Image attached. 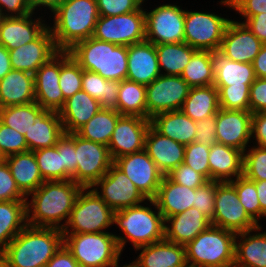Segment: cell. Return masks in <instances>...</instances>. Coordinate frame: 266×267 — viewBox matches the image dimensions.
Instances as JSON below:
<instances>
[{
    "instance_id": "6da1fadb",
    "label": "cell",
    "mask_w": 266,
    "mask_h": 267,
    "mask_svg": "<svg viewBox=\"0 0 266 267\" xmlns=\"http://www.w3.org/2000/svg\"><path fill=\"white\" fill-rule=\"evenodd\" d=\"M82 189L83 187L73 180L45 181L31 193V203L28 201L26 203L27 224L62 230L69 220L76 199ZM30 210L32 216H30ZM64 218L67 219L65 224L60 225Z\"/></svg>"
},
{
    "instance_id": "7a4b0ae2",
    "label": "cell",
    "mask_w": 266,
    "mask_h": 267,
    "mask_svg": "<svg viewBox=\"0 0 266 267\" xmlns=\"http://www.w3.org/2000/svg\"><path fill=\"white\" fill-rule=\"evenodd\" d=\"M63 245L58 228L26 225L2 251L6 267L46 265Z\"/></svg>"
},
{
    "instance_id": "3957f363",
    "label": "cell",
    "mask_w": 266,
    "mask_h": 267,
    "mask_svg": "<svg viewBox=\"0 0 266 267\" xmlns=\"http://www.w3.org/2000/svg\"><path fill=\"white\" fill-rule=\"evenodd\" d=\"M51 32L59 51L93 36L99 18L96 0H65L54 12Z\"/></svg>"
},
{
    "instance_id": "277c9868",
    "label": "cell",
    "mask_w": 266,
    "mask_h": 267,
    "mask_svg": "<svg viewBox=\"0 0 266 267\" xmlns=\"http://www.w3.org/2000/svg\"><path fill=\"white\" fill-rule=\"evenodd\" d=\"M83 70L98 73L106 80L122 81L127 77V46L90 37L68 50Z\"/></svg>"
},
{
    "instance_id": "5b68a950",
    "label": "cell",
    "mask_w": 266,
    "mask_h": 267,
    "mask_svg": "<svg viewBox=\"0 0 266 267\" xmlns=\"http://www.w3.org/2000/svg\"><path fill=\"white\" fill-rule=\"evenodd\" d=\"M127 240L109 232L63 234V244L80 267H111Z\"/></svg>"
},
{
    "instance_id": "8992f818",
    "label": "cell",
    "mask_w": 266,
    "mask_h": 267,
    "mask_svg": "<svg viewBox=\"0 0 266 267\" xmlns=\"http://www.w3.org/2000/svg\"><path fill=\"white\" fill-rule=\"evenodd\" d=\"M236 233L210 225L186 246L188 267H233Z\"/></svg>"
},
{
    "instance_id": "52a82bcc",
    "label": "cell",
    "mask_w": 266,
    "mask_h": 267,
    "mask_svg": "<svg viewBox=\"0 0 266 267\" xmlns=\"http://www.w3.org/2000/svg\"><path fill=\"white\" fill-rule=\"evenodd\" d=\"M136 205L114 212L113 223L117 224L134 245L135 249L164 240L165 220L157 208Z\"/></svg>"
},
{
    "instance_id": "ba28073f",
    "label": "cell",
    "mask_w": 266,
    "mask_h": 267,
    "mask_svg": "<svg viewBox=\"0 0 266 267\" xmlns=\"http://www.w3.org/2000/svg\"><path fill=\"white\" fill-rule=\"evenodd\" d=\"M86 190L83 188L79 193L69 220L62 229L63 234L100 233L114 224V211L93 189L85 193Z\"/></svg>"
},
{
    "instance_id": "9c48e42d",
    "label": "cell",
    "mask_w": 266,
    "mask_h": 267,
    "mask_svg": "<svg viewBox=\"0 0 266 267\" xmlns=\"http://www.w3.org/2000/svg\"><path fill=\"white\" fill-rule=\"evenodd\" d=\"M92 37L127 47L143 42L146 39L145 11L140 8L120 15H99Z\"/></svg>"
},
{
    "instance_id": "30bf717a",
    "label": "cell",
    "mask_w": 266,
    "mask_h": 267,
    "mask_svg": "<svg viewBox=\"0 0 266 267\" xmlns=\"http://www.w3.org/2000/svg\"><path fill=\"white\" fill-rule=\"evenodd\" d=\"M77 169L72 180L83 188L91 189L113 165L108 146L80 137L75 133Z\"/></svg>"
},
{
    "instance_id": "8fae6325",
    "label": "cell",
    "mask_w": 266,
    "mask_h": 267,
    "mask_svg": "<svg viewBox=\"0 0 266 267\" xmlns=\"http://www.w3.org/2000/svg\"><path fill=\"white\" fill-rule=\"evenodd\" d=\"M215 211L211 225L221 227L234 233L254 230L257 224L239 202L235 187L229 182H216L214 201Z\"/></svg>"
},
{
    "instance_id": "7c38bea8",
    "label": "cell",
    "mask_w": 266,
    "mask_h": 267,
    "mask_svg": "<svg viewBox=\"0 0 266 267\" xmlns=\"http://www.w3.org/2000/svg\"><path fill=\"white\" fill-rule=\"evenodd\" d=\"M231 20L212 13L185 11L184 42L196 50H219Z\"/></svg>"
},
{
    "instance_id": "4fadbf2b",
    "label": "cell",
    "mask_w": 266,
    "mask_h": 267,
    "mask_svg": "<svg viewBox=\"0 0 266 267\" xmlns=\"http://www.w3.org/2000/svg\"><path fill=\"white\" fill-rule=\"evenodd\" d=\"M190 89L181 76L161 74L146 85L147 119L159 113L181 110Z\"/></svg>"
},
{
    "instance_id": "5bb4252c",
    "label": "cell",
    "mask_w": 266,
    "mask_h": 267,
    "mask_svg": "<svg viewBox=\"0 0 266 267\" xmlns=\"http://www.w3.org/2000/svg\"><path fill=\"white\" fill-rule=\"evenodd\" d=\"M185 10L164 4L145 11L146 41L154 45L184 42Z\"/></svg>"
},
{
    "instance_id": "9a60e30c",
    "label": "cell",
    "mask_w": 266,
    "mask_h": 267,
    "mask_svg": "<svg viewBox=\"0 0 266 267\" xmlns=\"http://www.w3.org/2000/svg\"><path fill=\"white\" fill-rule=\"evenodd\" d=\"M149 200L156 196L164 177L145 149L116 158L113 163Z\"/></svg>"
},
{
    "instance_id": "2e32d148",
    "label": "cell",
    "mask_w": 266,
    "mask_h": 267,
    "mask_svg": "<svg viewBox=\"0 0 266 267\" xmlns=\"http://www.w3.org/2000/svg\"><path fill=\"white\" fill-rule=\"evenodd\" d=\"M101 186V193L93 190L115 212L124 208L139 205L148 200L135 184L114 164L93 187ZM100 193V194H99Z\"/></svg>"
},
{
    "instance_id": "e0dca14e",
    "label": "cell",
    "mask_w": 266,
    "mask_h": 267,
    "mask_svg": "<svg viewBox=\"0 0 266 267\" xmlns=\"http://www.w3.org/2000/svg\"><path fill=\"white\" fill-rule=\"evenodd\" d=\"M150 125V119L121 115L108 144L113 161L145 149V139Z\"/></svg>"
},
{
    "instance_id": "ac0fdd59",
    "label": "cell",
    "mask_w": 266,
    "mask_h": 267,
    "mask_svg": "<svg viewBox=\"0 0 266 267\" xmlns=\"http://www.w3.org/2000/svg\"><path fill=\"white\" fill-rule=\"evenodd\" d=\"M58 52L51 29L48 26L35 40L9 50V55L13 70L34 75L43 64H46Z\"/></svg>"
},
{
    "instance_id": "d6986e66",
    "label": "cell",
    "mask_w": 266,
    "mask_h": 267,
    "mask_svg": "<svg viewBox=\"0 0 266 267\" xmlns=\"http://www.w3.org/2000/svg\"><path fill=\"white\" fill-rule=\"evenodd\" d=\"M252 113L225 110L216 113V139L219 144L234 147L243 153L251 140Z\"/></svg>"
},
{
    "instance_id": "ffe728a7",
    "label": "cell",
    "mask_w": 266,
    "mask_h": 267,
    "mask_svg": "<svg viewBox=\"0 0 266 267\" xmlns=\"http://www.w3.org/2000/svg\"><path fill=\"white\" fill-rule=\"evenodd\" d=\"M263 45L244 22L231 20L226 27L219 51L230 60L252 63Z\"/></svg>"
},
{
    "instance_id": "44dd1931",
    "label": "cell",
    "mask_w": 266,
    "mask_h": 267,
    "mask_svg": "<svg viewBox=\"0 0 266 267\" xmlns=\"http://www.w3.org/2000/svg\"><path fill=\"white\" fill-rule=\"evenodd\" d=\"M59 75L60 51L34 73L35 102L45 110L59 112L64 105Z\"/></svg>"
},
{
    "instance_id": "7402d4cb",
    "label": "cell",
    "mask_w": 266,
    "mask_h": 267,
    "mask_svg": "<svg viewBox=\"0 0 266 267\" xmlns=\"http://www.w3.org/2000/svg\"><path fill=\"white\" fill-rule=\"evenodd\" d=\"M127 80L149 85L162 73L159 68L155 45L148 41L135 43L127 47Z\"/></svg>"
},
{
    "instance_id": "603a6c76",
    "label": "cell",
    "mask_w": 266,
    "mask_h": 267,
    "mask_svg": "<svg viewBox=\"0 0 266 267\" xmlns=\"http://www.w3.org/2000/svg\"><path fill=\"white\" fill-rule=\"evenodd\" d=\"M185 147L160 134L150 125L145 139V150L164 176L183 163Z\"/></svg>"
},
{
    "instance_id": "cb8c5ba5",
    "label": "cell",
    "mask_w": 266,
    "mask_h": 267,
    "mask_svg": "<svg viewBox=\"0 0 266 267\" xmlns=\"http://www.w3.org/2000/svg\"><path fill=\"white\" fill-rule=\"evenodd\" d=\"M167 222L171 225H166ZM210 225V220L202 212L195 207H190L183 213L165 219L164 239L186 246Z\"/></svg>"
},
{
    "instance_id": "d4e9b609",
    "label": "cell",
    "mask_w": 266,
    "mask_h": 267,
    "mask_svg": "<svg viewBox=\"0 0 266 267\" xmlns=\"http://www.w3.org/2000/svg\"><path fill=\"white\" fill-rule=\"evenodd\" d=\"M195 190L177 184L165 175L156 196L153 199H149V202L159 209L165 220L167 217L183 213L193 207Z\"/></svg>"
},
{
    "instance_id": "484cf974",
    "label": "cell",
    "mask_w": 266,
    "mask_h": 267,
    "mask_svg": "<svg viewBox=\"0 0 266 267\" xmlns=\"http://www.w3.org/2000/svg\"><path fill=\"white\" fill-rule=\"evenodd\" d=\"M32 15L3 17L0 22V44L12 50L35 40L48 26L40 18L32 20Z\"/></svg>"
},
{
    "instance_id": "4316f807",
    "label": "cell",
    "mask_w": 266,
    "mask_h": 267,
    "mask_svg": "<svg viewBox=\"0 0 266 267\" xmlns=\"http://www.w3.org/2000/svg\"><path fill=\"white\" fill-rule=\"evenodd\" d=\"M136 261L138 267H188L185 246L162 240L144 245Z\"/></svg>"
},
{
    "instance_id": "83f0119b",
    "label": "cell",
    "mask_w": 266,
    "mask_h": 267,
    "mask_svg": "<svg viewBox=\"0 0 266 267\" xmlns=\"http://www.w3.org/2000/svg\"><path fill=\"white\" fill-rule=\"evenodd\" d=\"M102 107L100 102L81 90L65 100L58 112L63 124L64 132L76 133L84 126Z\"/></svg>"
},
{
    "instance_id": "f1b7e54d",
    "label": "cell",
    "mask_w": 266,
    "mask_h": 267,
    "mask_svg": "<svg viewBox=\"0 0 266 267\" xmlns=\"http://www.w3.org/2000/svg\"><path fill=\"white\" fill-rule=\"evenodd\" d=\"M214 86H251L257 78L252 63L227 58L219 50L211 51Z\"/></svg>"
},
{
    "instance_id": "f546056e",
    "label": "cell",
    "mask_w": 266,
    "mask_h": 267,
    "mask_svg": "<svg viewBox=\"0 0 266 267\" xmlns=\"http://www.w3.org/2000/svg\"><path fill=\"white\" fill-rule=\"evenodd\" d=\"M64 133L59 113L44 109L24 136L28 150L36 151L55 146Z\"/></svg>"
},
{
    "instance_id": "4dcf8cb0",
    "label": "cell",
    "mask_w": 266,
    "mask_h": 267,
    "mask_svg": "<svg viewBox=\"0 0 266 267\" xmlns=\"http://www.w3.org/2000/svg\"><path fill=\"white\" fill-rule=\"evenodd\" d=\"M35 102L34 75L11 70L0 80V108Z\"/></svg>"
},
{
    "instance_id": "1f68e13d",
    "label": "cell",
    "mask_w": 266,
    "mask_h": 267,
    "mask_svg": "<svg viewBox=\"0 0 266 267\" xmlns=\"http://www.w3.org/2000/svg\"><path fill=\"white\" fill-rule=\"evenodd\" d=\"M210 180L231 181V176L243 175V152L223 144L210 147L208 156Z\"/></svg>"
},
{
    "instance_id": "d6a6232c",
    "label": "cell",
    "mask_w": 266,
    "mask_h": 267,
    "mask_svg": "<svg viewBox=\"0 0 266 267\" xmlns=\"http://www.w3.org/2000/svg\"><path fill=\"white\" fill-rule=\"evenodd\" d=\"M19 190L29 196L45 181L40 174L33 151L14 154L4 158Z\"/></svg>"
},
{
    "instance_id": "836d02e7",
    "label": "cell",
    "mask_w": 266,
    "mask_h": 267,
    "mask_svg": "<svg viewBox=\"0 0 266 267\" xmlns=\"http://www.w3.org/2000/svg\"><path fill=\"white\" fill-rule=\"evenodd\" d=\"M150 120L151 125L160 134L185 146L194 142L196 134L195 121L182 110L159 113Z\"/></svg>"
},
{
    "instance_id": "e575fe53",
    "label": "cell",
    "mask_w": 266,
    "mask_h": 267,
    "mask_svg": "<svg viewBox=\"0 0 266 267\" xmlns=\"http://www.w3.org/2000/svg\"><path fill=\"white\" fill-rule=\"evenodd\" d=\"M255 230L261 231V226L236 234L241 239L240 243L235 242L233 267H266V232L251 235Z\"/></svg>"
},
{
    "instance_id": "d590c367",
    "label": "cell",
    "mask_w": 266,
    "mask_h": 267,
    "mask_svg": "<svg viewBox=\"0 0 266 267\" xmlns=\"http://www.w3.org/2000/svg\"><path fill=\"white\" fill-rule=\"evenodd\" d=\"M218 89L214 85L191 87L181 110L192 120L201 121L219 110Z\"/></svg>"
},
{
    "instance_id": "8d00e7d4",
    "label": "cell",
    "mask_w": 266,
    "mask_h": 267,
    "mask_svg": "<svg viewBox=\"0 0 266 267\" xmlns=\"http://www.w3.org/2000/svg\"><path fill=\"white\" fill-rule=\"evenodd\" d=\"M27 200L0 201V252L27 225Z\"/></svg>"
},
{
    "instance_id": "74e56055",
    "label": "cell",
    "mask_w": 266,
    "mask_h": 267,
    "mask_svg": "<svg viewBox=\"0 0 266 267\" xmlns=\"http://www.w3.org/2000/svg\"><path fill=\"white\" fill-rule=\"evenodd\" d=\"M120 116L115 109L101 108L76 133L84 139L108 146Z\"/></svg>"
},
{
    "instance_id": "f35d334b",
    "label": "cell",
    "mask_w": 266,
    "mask_h": 267,
    "mask_svg": "<svg viewBox=\"0 0 266 267\" xmlns=\"http://www.w3.org/2000/svg\"><path fill=\"white\" fill-rule=\"evenodd\" d=\"M120 81L106 80L98 73L83 70L82 90L100 102L102 108L117 111V99Z\"/></svg>"
},
{
    "instance_id": "ab89813d",
    "label": "cell",
    "mask_w": 266,
    "mask_h": 267,
    "mask_svg": "<svg viewBox=\"0 0 266 267\" xmlns=\"http://www.w3.org/2000/svg\"><path fill=\"white\" fill-rule=\"evenodd\" d=\"M160 71L164 75L180 76L192 55L197 51L185 42L155 45Z\"/></svg>"
},
{
    "instance_id": "60d3db41",
    "label": "cell",
    "mask_w": 266,
    "mask_h": 267,
    "mask_svg": "<svg viewBox=\"0 0 266 267\" xmlns=\"http://www.w3.org/2000/svg\"><path fill=\"white\" fill-rule=\"evenodd\" d=\"M117 111L121 115L139 116L147 119L146 85L127 79L120 81Z\"/></svg>"
},
{
    "instance_id": "b9f144b4",
    "label": "cell",
    "mask_w": 266,
    "mask_h": 267,
    "mask_svg": "<svg viewBox=\"0 0 266 267\" xmlns=\"http://www.w3.org/2000/svg\"><path fill=\"white\" fill-rule=\"evenodd\" d=\"M180 76L190 87L213 85L214 72L211 51L197 50Z\"/></svg>"
},
{
    "instance_id": "7bdbcfd3",
    "label": "cell",
    "mask_w": 266,
    "mask_h": 267,
    "mask_svg": "<svg viewBox=\"0 0 266 267\" xmlns=\"http://www.w3.org/2000/svg\"><path fill=\"white\" fill-rule=\"evenodd\" d=\"M44 109L37 103L0 108V121L25 135Z\"/></svg>"
},
{
    "instance_id": "ee69618b",
    "label": "cell",
    "mask_w": 266,
    "mask_h": 267,
    "mask_svg": "<svg viewBox=\"0 0 266 267\" xmlns=\"http://www.w3.org/2000/svg\"><path fill=\"white\" fill-rule=\"evenodd\" d=\"M82 72L83 69L68 51H60L59 85L64 95V102L82 90Z\"/></svg>"
},
{
    "instance_id": "f6af8a7d",
    "label": "cell",
    "mask_w": 266,
    "mask_h": 267,
    "mask_svg": "<svg viewBox=\"0 0 266 267\" xmlns=\"http://www.w3.org/2000/svg\"><path fill=\"white\" fill-rule=\"evenodd\" d=\"M33 152L44 181H64V166L56 146Z\"/></svg>"
},
{
    "instance_id": "bcb514c9",
    "label": "cell",
    "mask_w": 266,
    "mask_h": 267,
    "mask_svg": "<svg viewBox=\"0 0 266 267\" xmlns=\"http://www.w3.org/2000/svg\"><path fill=\"white\" fill-rule=\"evenodd\" d=\"M235 179L229 182L235 187L239 202L244 206L248 215L259 224L260 203L254 181L246 178L244 175Z\"/></svg>"
},
{
    "instance_id": "7dc6e473",
    "label": "cell",
    "mask_w": 266,
    "mask_h": 267,
    "mask_svg": "<svg viewBox=\"0 0 266 267\" xmlns=\"http://www.w3.org/2000/svg\"><path fill=\"white\" fill-rule=\"evenodd\" d=\"M219 107L225 110L250 111V86H215Z\"/></svg>"
},
{
    "instance_id": "c3c4849f",
    "label": "cell",
    "mask_w": 266,
    "mask_h": 267,
    "mask_svg": "<svg viewBox=\"0 0 266 267\" xmlns=\"http://www.w3.org/2000/svg\"><path fill=\"white\" fill-rule=\"evenodd\" d=\"M243 153V175L252 181L266 180V147L256 146Z\"/></svg>"
},
{
    "instance_id": "681fc988",
    "label": "cell",
    "mask_w": 266,
    "mask_h": 267,
    "mask_svg": "<svg viewBox=\"0 0 266 267\" xmlns=\"http://www.w3.org/2000/svg\"><path fill=\"white\" fill-rule=\"evenodd\" d=\"M210 146L192 142L185 147L183 163L204 175L210 180V168L208 162Z\"/></svg>"
},
{
    "instance_id": "f907efd6",
    "label": "cell",
    "mask_w": 266,
    "mask_h": 267,
    "mask_svg": "<svg viewBox=\"0 0 266 267\" xmlns=\"http://www.w3.org/2000/svg\"><path fill=\"white\" fill-rule=\"evenodd\" d=\"M25 136L0 121V154L2 158L27 152Z\"/></svg>"
},
{
    "instance_id": "816d5d0a",
    "label": "cell",
    "mask_w": 266,
    "mask_h": 267,
    "mask_svg": "<svg viewBox=\"0 0 266 267\" xmlns=\"http://www.w3.org/2000/svg\"><path fill=\"white\" fill-rule=\"evenodd\" d=\"M55 146L59 153H61L62 166H64V180H72L77 169L75 133H64Z\"/></svg>"
},
{
    "instance_id": "f5cc1de1",
    "label": "cell",
    "mask_w": 266,
    "mask_h": 267,
    "mask_svg": "<svg viewBox=\"0 0 266 267\" xmlns=\"http://www.w3.org/2000/svg\"><path fill=\"white\" fill-rule=\"evenodd\" d=\"M216 182V180H209L204 185L196 188L193 202V207L202 212L210 221L213 219L215 211Z\"/></svg>"
},
{
    "instance_id": "db71d44e",
    "label": "cell",
    "mask_w": 266,
    "mask_h": 267,
    "mask_svg": "<svg viewBox=\"0 0 266 267\" xmlns=\"http://www.w3.org/2000/svg\"><path fill=\"white\" fill-rule=\"evenodd\" d=\"M13 200H27V197L19 190L6 161L3 159L0 160V201Z\"/></svg>"
},
{
    "instance_id": "11a10c76",
    "label": "cell",
    "mask_w": 266,
    "mask_h": 267,
    "mask_svg": "<svg viewBox=\"0 0 266 267\" xmlns=\"http://www.w3.org/2000/svg\"><path fill=\"white\" fill-rule=\"evenodd\" d=\"M167 176L177 184L193 189L199 188L209 181L204 175L197 173L184 163L174 168Z\"/></svg>"
},
{
    "instance_id": "9f6ffc18",
    "label": "cell",
    "mask_w": 266,
    "mask_h": 267,
    "mask_svg": "<svg viewBox=\"0 0 266 267\" xmlns=\"http://www.w3.org/2000/svg\"><path fill=\"white\" fill-rule=\"evenodd\" d=\"M144 0H96L101 16H114L139 10Z\"/></svg>"
},
{
    "instance_id": "6f0895ef",
    "label": "cell",
    "mask_w": 266,
    "mask_h": 267,
    "mask_svg": "<svg viewBox=\"0 0 266 267\" xmlns=\"http://www.w3.org/2000/svg\"><path fill=\"white\" fill-rule=\"evenodd\" d=\"M195 125L196 134L194 142L206 144L210 147L218 143L216 139V115L196 121Z\"/></svg>"
},
{
    "instance_id": "680465c9",
    "label": "cell",
    "mask_w": 266,
    "mask_h": 267,
    "mask_svg": "<svg viewBox=\"0 0 266 267\" xmlns=\"http://www.w3.org/2000/svg\"><path fill=\"white\" fill-rule=\"evenodd\" d=\"M221 4L235 9L246 20L254 15L266 13V0H221Z\"/></svg>"
},
{
    "instance_id": "91938a15",
    "label": "cell",
    "mask_w": 266,
    "mask_h": 267,
    "mask_svg": "<svg viewBox=\"0 0 266 267\" xmlns=\"http://www.w3.org/2000/svg\"><path fill=\"white\" fill-rule=\"evenodd\" d=\"M250 112H266V78H256L250 86Z\"/></svg>"
},
{
    "instance_id": "94428289",
    "label": "cell",
    "mask_w": 266,
    "mask_h": 267,
    "mask_svg": "<svg viewBox=\"0 0 266 267\" xmlns=\"http://www.w3.org/2000/svg\"><path fill=\"white\" fill-rule=\"evenodd\" d=\"M3 8H6L8 11L3 10ZM0 11L3 17H23L30 13H34L27 0H0ZM3 11L8 13L11 12V14L5 15Z\"/></svg>"
},
{
    "instance_id": "6125c7cd",
    "label": "cell",
    "mask_w": 266,
    "mask_h": 267,
    "mask_svg": "<svg viewBox=\"0 0 266 267\" xmlns=\"http://www.w3.org/2000/svg\"><path fill=\"white\" fill-rule=\"evenodd\" d=\"M251 134L258 146L266 147V112L252 114Z\"/></svg>"
},
{
    "instance_id": "be15d7a7",
    "label": "cell",
    "mask_w": 266,
    "mask_h": 267,
    "mask_svg": "<svg viewBox=\"0 0 266 267\" xmlns=\"http://www.w3.org/2000/svg\"><path fill=\"white\" fill-rule=\"evenodd\" d=\"M46 267H80V265L63 244L46 264Z\"/></svg>"
},
{
    "instance_id": "e7e4bbea",
    "label": "cell",
    "mask_w": 266,
    "mask_h": 267,
    "mask_svg": "<svg viewBox=\"0 0 266 267\" xmlns=\"http://www.w3.org/2000/svg\"><path fill=\"white\" fill-rule=\"evenodd\" d=\"M244 24L263 44H266V13L248 18Z\"/></svg>"
},
{
    "instance_id": "03108f58",
    "label": "cell",
    "mask_w": 266,
    "mask_h": 267,
    "mask_svg": "<svg viewBox=\"0 0 266 267\" xmlns=\"http://www.w3.org/2000/svg\"><path fill=\"white\" fill-rule=\"evenodd\" d=\"M252 66L257 78H266V44H264L260 52L252 61Z\"/></svg>"
},
{
    "instance_id": "003e7915",
    "label": "cell",
    "mask_w": 266,
    "mask_h": 267,
    "mask_svg": "<svg viewBox=\"0 0 266 267\" xmlns=\"http://www.w3.org/2000/svg\"><path fill=\"white\" fill-rule=\"evenodd\" d=\"M12 70L9 50L0 44V80Z\"/></svg>"
},
{
    "instance_id": "a7ac6f4b",
    "label": "cell",
    "mask_w": 266,
    "mask_h": 267,
    "mask_svg": "<svg viewBox=\"0 0 266 267\" xmlns=\"http://www.w3.org/2000/svg\"><path fill=\"white\" fill-rule=\"evenodd\" d=\"M260 203V217L266 216V180L254 181Z\"/></svg>"
},
{
    "instance_id": "89a4df30",
    "label": "cell",
    "mask_w": 266,
    "mask_h": 267,
    "mask_svg": "<svg viewBox=\"0 0 266 267\" xmlns=\"http://www.w3.org/2000/svg\"><path fill=\"white\" fill-rule=\"evenodd\" d=\"M65 0H27L32 11L36 9L37 6L48 7L51 12H54Z\"/></svg>"
},
{
    "instance_id": "2644e50d",
    "label": "cell",
    "mask_w": 266,
    "mask_h": 267,
    "mask_svg": "<svg viewBox=\"0 0 266 267\" xmlns=\"http://www.w3.org/2000/svg\"><path fill=\"white\" fill-rule=\"evenodd\" d=\"M111 267H119L118 266V261L114 265H112ZM122 267H138V266H137V264L135 262H132L131 264H128V265L125 264Z\"/></svg>"
},
{
    "instance_id": "8c879c8a",
    "label": "cell",
    "mask_w": 266,
    "mask_h": 267,
    "mask_svg": "<svg viewBox=\"0 0 266 267\" xmlns=\"http://www.w3.org/2000/svg\"><path fill=\"white\" fill-rule=\"evenodd\" d=\"M0 267H6L5 266V258L2 252H0Z\"/></svg>"
},
{
    "instance_id": "753ad0ef",
    "label": "cell",
    "mask_w": 266,
    "mask_h": 267,
    "mask_svg": "<svg viewBox=\"0 0 266 267\" xmlns=\"http://www.w3.org/2000/svg\"><path fill=\"white\" fill-rule=\"evenodd\" d=\"M2 18H3V16H2L1 11H0V22H1Z\"/></svg>"
}]
</instances>
